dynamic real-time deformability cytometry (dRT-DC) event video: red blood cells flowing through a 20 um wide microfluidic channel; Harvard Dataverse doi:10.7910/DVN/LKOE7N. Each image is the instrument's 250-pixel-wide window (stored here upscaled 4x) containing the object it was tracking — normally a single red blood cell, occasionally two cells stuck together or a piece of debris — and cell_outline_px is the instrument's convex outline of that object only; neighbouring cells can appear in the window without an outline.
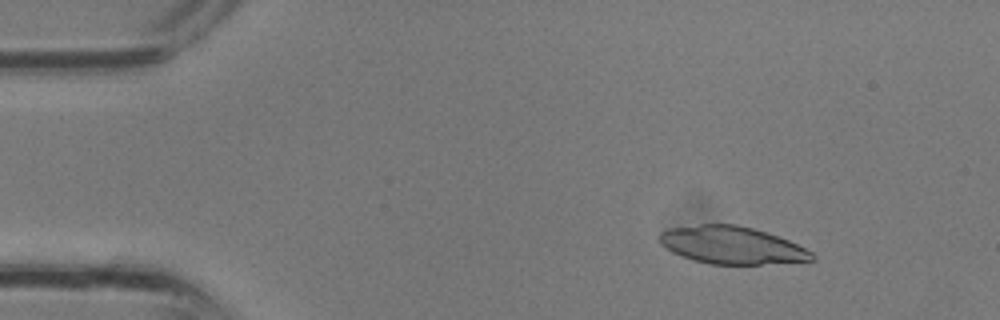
{"species": "common noctule bat (a hibernating species)", "species_latin": "Nyctalus noctula", "temperature_condition": "room temperature", "stored_images_in_passage": 34, "camera_frame_rate_fps": 3000, "um_per_image_px": 0.085, "animal": {"sex": "male", "body_mass_g": 13.3}, "frame": {"image": 1, "passage_image": 5, "time_ms": 1.333, "image_size_px": [1000, 320], "cell_outline_px": [[816, 260], [760, 264], [708, 264], [692, 260], [672, 252], [660, 244], [660, 232], [668, 228], [700, 224], [736, 224], [752, 228], [788, 240], [812, 252], [816, 256]], "centroid_in_image_um": [62.17, 20.84], "position_along_channel_um": 22.8, "area_um2": 33.18}}